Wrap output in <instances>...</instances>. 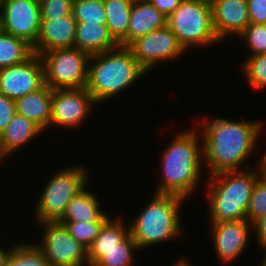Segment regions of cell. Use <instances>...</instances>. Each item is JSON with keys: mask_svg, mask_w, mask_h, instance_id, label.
<instances>
[{"mask_svg": "<svg viewBox=\"0 0 266 266\" xmlns=\"http://www.w3.org/2000/svg\"><path fill=\"white\" fill-rule=\"evenodd\" d=\"M198 124L203 142V163L207 176L225 171L245 170V162L256 152L264 124L260 120H234L223 117ZM263 131V132H262ZM255 150V152H253ZM209 174V175H208Z\"/></svg>", "mask_w": 266, "mask_h": 266, "instance_id": "1", "label": "cell"}, {"mask_svg": "<svg viewBox=\"0 0 266 266\" xmlns=\"http://www.w3.org/2000/svg\"><path fill=\"white\" fill-rule=\"evenodd\" d=\"M190 127L175 133L161 151V178L153 193L178 195L187 200L197 189L201 190L199 181L205 174L202 136L199 125Z\"/></svg>", "mask_w": 266, "mask_h": 266, "instance_id": "2", "label": "cell"}, {"mask_svg": "<svg viewBox=\"0 0 266 266\" xmlns=\"http://www.w3.org/2000/svg\"><path fill=\"white\" fill-rule=\"evenodd\" d=\"M261 157L253 168L225 171L208 176L207 217L209 222L246 219V212L256 180L263 174Z\"/></svg>", "mask_w": 266, "mask_h": 266, "instance_id": "3", "label": "cell"}, {"mask_svg": "<svg viewBox=\"0 0 266 266\" xmlns=\"http://www.w3.org/2000/svg\"><path fill=\"white\" fill-rule=\"evenodd\" d=\"M127 46L90 56L86 89L97 104L126 92L147 75ZM143 76V77H142Z\"/></svg>", "mask_w": 266, "mask_h": 266, "instance_id": "4", "label": "cell"}, {"mask_svg": "<svg viewBox=\"0 0 266 266\" xmlns=\"http://www.w3.org/2000/svg\"><path fill=\"white\" fill-rule=\"evenodd\" d=\"M150 199L137 216L128 222L129 234L140 251L178 240L184 234L180 210L186 199L178 195L157 193H153Z\"/></svg>", "mask_w": 266, "mask_h": 266, "instance_id": "5", "label": "cell"}, {"mask_svg": "<svg viewBox=\"0 0 266 266\" xmlns=\"http://www.w3.org/2000/svg\"><path fill=\"white\" fill-rule=\"evenodd\" d=\"M89 172L87 166L78 163L55 170L34 204L35 222L58 221L73 197L89 185Z\"/></svg>", "mask_w": 266, "mask_h": 266, "instance_id": "6", "label": "cell"}, {"mask_svg": "<svg viewBox=\"0 0 266 266\" xmlns=\"http://www.w3.org/2000/svg\"><path fill=\"white\" fill-rule=\"evenodd\" d=\"M167 26L186 51L222 43L214 30L212 6L201 0H183L167 18Z\"/></svg>", "mask_w": 266, "mask_h": 266, "instance_id": "7", "label": "cell"}, {"mask_svg": "<svg viewBox=\"0 0 266 266\" xmlns=\"http://www.w3.org/2000/svg\"><path fill=\"white\" fill-rule=\"evenodd\" d=\"M45 84L54 89L86 87L90 55L78 48L54 49L39 55Z\"/></svg>", "mask_w": 266, "mask_h": 266, "instance_id": "8", "label": "cell"}, {"mask_svg": "<svg viewBox=\"0 0 266 266\" xmlns=\"http://www.w3.org/2000/svg\"><path fill=\"white\" fill-rule=\"evenodd\" d=\"M42 238L33 244L41 251L52 266H89L88 249L68 232L58 221L37 223Z\"/></svg>", "mask_w": 266, "mask_h": 266, "instance_id": "9", "label": "cell"}, {"mask_svg": "<svg viewBox=\"0 0 266 266\" xmlns=\"http://www.w3.org/2000/svg\"><path fill=\"white\" fill-rule=\"evenodd\" d=\"M127 47L148 73L160 63L175 61L187 52L167 25L135 39Z\"/></svg>", "mask_w": 266, "mask_h": 266, "instance_id": "10", "label": "cell"}, {"mask_svg": "<svg viewBox=\"0 0 266 266\" xmlns=\"http://www.w3.org/2000/svg\"><path fill=\"white\" fill-rule=\"evenodd\" d=\"M96 105L98 104L85 87L54 89L52 90L50 127L77 129L84 125Z\"/></svg>", "mask_w": 266, "mask_h": 266, "instance_id": "11", "label": "cell"}, {"mask_svg": "<svg viewBox=\"0 0 266 266\" xmlns=\"http://www.w3.org/2000/svg\"><path fill=\"white\" fill-rule=\"evenodd\" d=\"M210 236L214 244V252L220 263L234 264L246 251L253 234L252 223L247 219L228 222H210Z\"/></svg>", "mask_w": 266, "mask_h": 266, "instance_id": "12", "label": "cell"}, {"mask_svg": "<svg viewBox=\"0 0 266 266\" xmlns=\"http://www.w3.org/2000/svg\"><path fill=\"white\" fill-rule=\"evenodd\" d=\"M44 85V65L37 54L20 64L0 69V93L12 100L37 91Z\"/></svg>", "mask_w": 266, "mask_h": 266, "instance_id": "13", "label": "cell"}, {"mask_svg": "<svg viewBox=\"0 0 266 266\" xmlns=\"http://www.w3.org/2000/svg\"><path fill=\"white\" fill-rule=\"evenodd\" d=\"M4 32L34 45L40 31L39 0H4L1 9Z\"/></svg>", "mask_w": 266, "mask_h": 266, "instance_id": "14", "label": "cell"}, {"mask_svg": "<svg viewBox=\"0 0 266 266\" xmlns=\"http://www.w3.org/2000/svg\"><path fill=\"white\" fill-rule=\"evenodd\" d=\"M211 6L214 30L221 42L238 37L250 23L246 0H215Z\"/></svg>", "mask_w": 266, "mask_h": 266, "instance_id": "15", "label": "cell"}, {"mask_svg": "<svg viewBox=\"0 0 266 266\" xmlns=\"http://www.w3.org/2000/svg\"><path fill=\"white\" fill-rule=\"evenodd\" d=\"M77 22L72 15L41 19L34 54L40 55L54 49L74 48Z\"/></svg>", "mask_w": 266, "mask_h": 266, "instance_id": "16", "label": "cell"}, {"mask_svg": "<svg viewBox=\"0 0 266 266\" xmlns=\"http://www.w3.org/2000/svg\"><path fill=\"white\" fill-rule=\"evenodd\" d=\"M51 106L52 89L46 84L15 100L16 113L31 120L44 133L50 129Z\"/></svg>", "mask_w": 266, "mask_h": 266, "instance_id": "17", "label": "cell"}, {"mask_svg": "<svg viewBox=\"0 0 266 266\" xmlns=\"http://www.w3.org/2000/svg\"><path fill=\"white\" fill-rule=\"evenodd\" d=\"M88 187L73 197L68 203L63 216L58 221L106 222L112 216L102 209L99 195L95 194L94 190L88 189Z\"/></svg>", "mask_w": 266, "mask_h": 266, "instance_id": "18", "label": "cell"}, {"mask_svg": "<svg viewBox=\"0 0 266 266\" xmlns=\"http://www.w3.org/2000/svg\"><path fill=\"white\" fill-rule=\"evenodd\" d=\"M167 25V17L148 0L133 1L127 33V46L135 39Z\"/></svg>", "mask_w": 266, "mask_h": 266, "instance_id": "19", "label": "cell"}, {"mask_svg": "<svg viewBox=\"0 0 266 266\" xmlns=\"http://www.w3.org/2000/svg\"><path fill=\"white\" fill-rule=\"evenodd\" d=\"M127 223L124 221L123 216L118 214L115 218L114 216L110 217L103 224L99 235L88 248L89 266H94L102 258V251H108L118 247V244L130 235L129 225Z\"/></svg>", "mask_w": 266, "mask_h": 266, "instance_id": "20", "label": "cell"}, {"mask_svg": "<svg viewBox=\"0 0 266 266\" xmlns=\"http://www.w3.org/2000/svg\"><path fill=\"white\" fill-rule=\"evenodd\" d=\"M119 44L111 36L106 24L77 23L74 47L91 55L115 49Z\"/></svg>", "mask_w": 266, "mask_h": 266, "instance_id": "21", "label": "cell"}, {"mask_svg": "<svg viewBox=\"0 0 266 266\" xmlns=\"http://www.w3.org/2000/svg\"><path fill=\"white\" fill-rule=\"evenodd\" d=\"M42 133L44 134L35 123L16 113L1 133L2 147L8 157L12 156L26 144L28 146L29 143H33L31 141L42 136Z\"/></svg>", "mask_w": 266, "mask_h": 266, "instance_id": "22", "label": "cell"}, {"mask_svg": "<svg viewBox=\"0 0 266 266\" xmlns=\"http://www.w3.org/2000/svg\"><path fill=\"white\" fill-rule=\"evenodd\" d=\"M134 0H103L106 26L120 46H127V33Z\"/></svg>", "mask_w": 266, "mask_h": 266, "instance_id": "23", "label": "cell"}, {"mask_svg": "<svg viewBox=\"0 0 266 266\" xmlns=\"http://www.w3.org/2000/svg\"><path fill=\"white\" fill-rule=\"evenodd\" d=\"M33 54L32 45L24 39L6 32L0 34V69L20 64Z\"/></svg>", "mask_w": 266, "mask_h": 266, "instance_id": "24", "label": "cell"}, {"mask_svg": "<svg viewBox=\"0 0 266 266\" xmlns=\"http://www.w3.org/2000/svg\"><path fill=\"white\" fill-rule=\"evenodd\" d=\"M138 251L136 241L129 235L118 247L102 251V258L94 266H134Z\"/></svg>", "mask_w": 266, "mask_h": 266, "instance_id": "25", "label": "cell"}, {"mask_svg": "<svg viewBox=\"0 0 266 266\" xmlns=\"http://www.w3.org/2000/svg\"><path fill=\"white\" fill-rule=\"evenodd\" d=\"M22 243V244H21ZM5 266H52L31 242L16 243L7 256Z\"/></svg>", "mask_w": 266, "mask_h": 266, "instance_id": "26", "label": "cell"}, {"mask_svg": "<svg viewBox=\"0 0 266 266\" xmlns=\"http://www.w3.org/2000/svg\"><path fill=\"white\" fill-rule=\"evenodd\" d=\"M239 69L248 86L256 91L266 88V53L254 56H245Z\"/></svg>", "mask_w": 266, "mask_h": 266, "instance_id": "27", "label": "cell"}, {"mask_svg": "<svg viewBox=\"0 0 266 266\" xmlns=\"http://www.w3.org/2000/svg\"><path fill=\"white\" fill-rule=\"evenodd\" d=\"M71 14L77 23L106 24L103 0H73Z\"/></svg>", "mask_w": 266, "mask_h": 266, "instance_id": "28", "label": "cell"}, {"mask_svg": "<svg viewBox=\"0 0 266 266\" xmlns=\"http://www.w3.org/2000/svg\"><path fill=\"white\" fill-rule=\"evenodd\" d=\"M238 38L249 49L246 56L266 53V24L249 23Z\"/></svg>", "mask_w": 266, "mask_h": 266, "instance_id": "29", "label": "cell"}, {"mask_svg": "<svg viewBox=\"0 0 266 266\" xmlns=\"http://www.w3.org/2000/svg\"><path fill=\"white\" fill-rule=\"evenodd\" d=\"M67 228L68 232L85 248H89L99 235L100 229L105 222H75V221H58Z\"/></svg>", "mask_w": 266, "mask_h": 266, "instance_id": "30", "label": "cell"}, {"mask_svg": "<svg viewBox=\"0 0 266 266\" xmlns=\"http://www.w3.org/2000/svg\"><path fill=\"white\" fill-rule=\"evenodd\" d=\"M263 215H266V176L264 174L256 180L248 204L246 219L253 223Z\"/></svg>", "mask_w": 266, "mask_h": 266, "instance_id": "31", "label": "cell"}, {"mask_svg": "<svg viewBox=\"0 0 266 266\" xmlns=\"http://www.w3.org/2000/svg\"><path fill=\"white\" fill-rule=\"evenodd\" d=\"M73 0H39L40 18L52 19L72 15Z\"/></svg>", "mask_w": 266, "mask_h": 266, "instance_id": "32", "label": "cell"}, {"mask_svg": "<svg viewBox=\"0 0 266 266\" xmlns=\"http://www.w3.org/2000/svg\"><path fill=\"white\" fill-rule=\"evenodd\" d=\"M16 114L15 100L0 93V134Z\"/></svg>", "mask_w": 266, "mask_h": 266, "instance_id": "33", "label": "cell"}, {"mask_svg": "<svg viewBox=\"0 0 266 266\" xmlns=\"http://www.w3.org/2000/svg\"><path fill=\"white\" fill-rule=\"evenodd\" d=\"M249 21L254 24H266V0H246Z\"/></svg>", "mask_w": 266, "mask_h": 266, "instance_id": "34", "label": "cell"}, {"mask_svg": "<svg viewBox=\"0 0 266 266\" xmlns=\"http://www.w3.org/2000/svg\"><path fill=\"white\" fill-rule=\"evenodd\" d=\"M252 231L254 233V239L256 240V243L258 244V247H260V250H263L266 248V215H263L256 219L252 223Z\"/></svg>", "mask_w": 266, "mask_h": 266, "instance_id": "35", "label": "cell"}, {"mask_svg": "<svg viewBox=\"0 0 266 266\" xmlns=\"http://www.w3.org/2000/svg\"><path fill=\"white\" fill-rule=\"evenodd\" d=\"M153 7L167 18L181 5L183 0H148Z\"/></svg>", "mask_w": 266, "mask_h": 266, "instance_id": "36", "label": "cell"}, {"mask_svg": "<svg viewBox=\"0 0 266 266\" xmlns=\"http://www.w3.org/2000/svg\"><path fill=\"white\" fill-rule=\"evenodd\" d=\"M1 245L0 243V266H5V262L7 259V256L9 255V253L11 252L12 248H13V244L11 245V247H9L8 249L5 248Z\"/></svg>", "mask_w": 266, "mask_h": 266, "instance_id": "37", "label": "cell"}, {"mask_svg": "<svg viewBox=\"0 0 266 266\" xmlns=\"http://www.w3.org/2000/svg\"><path fill=\"white\" fill-rule=\"evenodd\" d=\"M192 261L190 262L189 260L186 259V257L183 256L180 258L178 257V259L176 261H174L173 265L171 266H193V264H191Z\"/></svg>", "mask_w": 266, "mask_h": 266, "instance_id": "38", "label": "cell"}, {"mask_svg": "<svg viewBox=\"0 0 266 266\" xmlns=\"http://www.w3.org/2000/svg\"><path fill=\"white\" fill-rule=\"evenodd\" d=\"M7 155L2 147V143H1V134H0V165L2 163H4V161L7 159ZM3 161V162H2Z\"/></svg>", "mask_w": 266, "mask_h": 266, "instance_id": "39", "label": "cell"}, {"mask_svg": "<svg viewBox=\"0 0 266 266\" xmlns=\"http://www.w3.org/2000/svg\"><path fill=\"white\" fill-rule=\"evenodd\" d=\"M261 167L263 174L266 176V151H263V154L261 155Z\"/></svg>", "mask_w": 266, "mask_h": 266, "instance_id": "40", "label": "cell"}, {"mask_svg": "<svg viewBox=\"0 0 266 266\" xmlns=\"http://www.w3.org/2000/svg\"><path fill=\"white\" fill-rule=\"evenodd\" d=\"M263 252H264V254H263V257L261 258L262 260H261L260 266H266V248L263 249Z\"/></svg>", "mask_w": 266, "mask_h": 266, "instance_id": "41", "label": "cell"}, {"mask_svg": "<svg viewBox=\"0 0 266 266\" xmlns=\"http://www.w3.org/2000/svg\"><path fill=\"white\" fill-rule=\"evenodd\" d=\"M4 32V28H3V18H2V14L0 11V34Z\"/></svg>", "mask_w": 266, "mask_h": 266, "instance_id": "42", "label": "cell"}, {"mask_svg": "<svg viewBox=\"0 0 266 266\" xmlns=\"http://www.w3.org/2000/svg\"><path fill=\"white\" fill-rule=\"evenodd\" d=\"M201 1L212 4L215 0H201Z\"/></svg>", "mask_w": 266, "mask_h": 266, "instance_id": "43", "label": "cell"}, {"mask_svg": "<svg viewBox=\"0 0 266 266\" xmlns=\"http://www.w3.org/2000/svg\"><path fill=\"white\" fill-rule=\"evenodd\" d=\"M3 3H4V0H0V11H1L2 7H3Z\"/></svg>", "mask_w": 266, "mask_h": 266, "instance_id": "44", "label": "cell"}]
</instances>
